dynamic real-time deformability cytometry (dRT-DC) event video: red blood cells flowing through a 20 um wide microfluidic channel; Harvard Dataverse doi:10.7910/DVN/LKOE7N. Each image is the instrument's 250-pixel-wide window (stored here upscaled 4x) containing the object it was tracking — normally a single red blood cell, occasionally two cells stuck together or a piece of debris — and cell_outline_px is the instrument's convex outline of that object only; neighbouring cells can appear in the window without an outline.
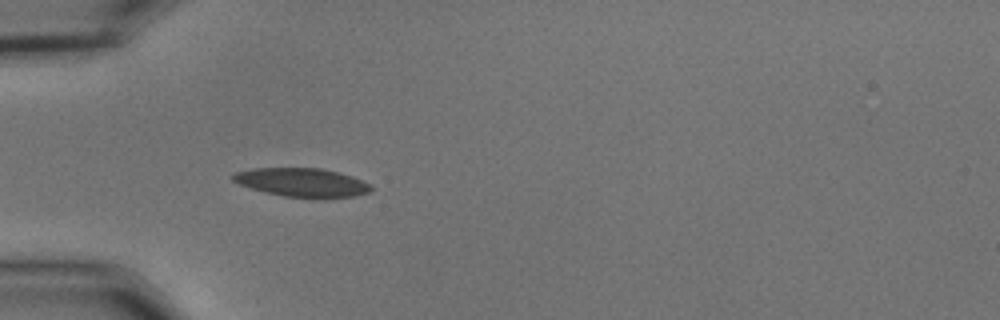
{"species": "common noctule bat (a hibernating species)", "species_latin": "Nyctalus noctula", "temperature_condition": "cold", "stored_images_in_passage": 22, "camera_frame_rate_fps": 3000, "um_per_image_px": 0.085, "animal": {"sex": "male", "body_mass_g": 15.6}, "frame": {"image": 1, "passage_image": 4, "time_ms": 1.0, "image_size_px": [1000, 320], "cell_outline_px": [[372, 188], [368, 192], [352, 196], [324, 200], [320, 200], [284, 196], [264, 192], [240, 184], [232, 180], [232, 172], [252, 168], [320, 168], [352, 176], [372, 184]], "centroid_in_image_um": [25.68, 15.53], "position_along_channel_um": 59.3, "area_um2": 23.52}}
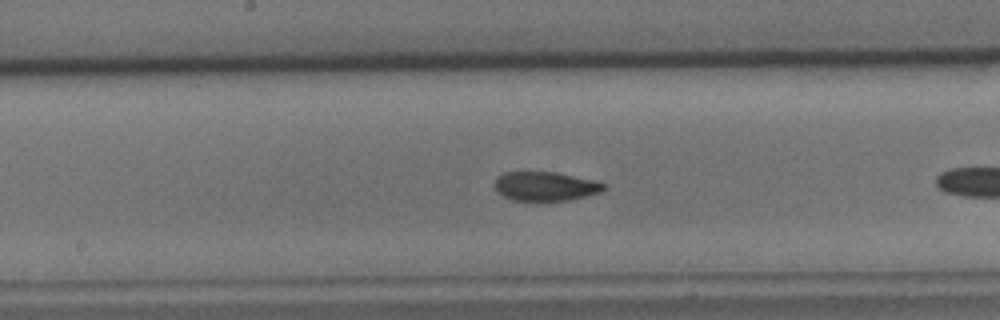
{"frame": {"image": 2, "passage_image": 13, "time_ms": 4.0, "image_size_px": [1000, 320], "cell_outline_px": [[608, 184], [600, 192], [572, 200], [512, 200], [496, 192], [496, 176], [504, 172], [556, 172], [596, 180]], "centroid_in_image_um": [46.38, 15.82], "position_along_channel_um": 201.8, "area_um2": 18.55}}
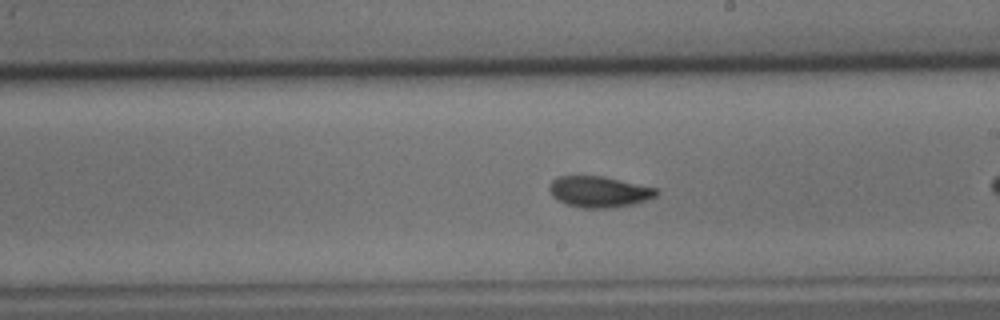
{"frame": {"image": 3, "passage_image": 16, "time_ms": 5.0, "image_size_px": [1000, 320], "cell_outline_px": [[660, 192], [656, 196], [648, 200], [632, 204], [608, 208], [580, 208], [556, 200], [552, 196], [548, 188], [552, 180], [556, 176], [604, 176], [660, 188]], "centroid_in_image_um": [50.95, 16.29], "position_along_channel_um": 238.0, "area_um2": 19.71}}